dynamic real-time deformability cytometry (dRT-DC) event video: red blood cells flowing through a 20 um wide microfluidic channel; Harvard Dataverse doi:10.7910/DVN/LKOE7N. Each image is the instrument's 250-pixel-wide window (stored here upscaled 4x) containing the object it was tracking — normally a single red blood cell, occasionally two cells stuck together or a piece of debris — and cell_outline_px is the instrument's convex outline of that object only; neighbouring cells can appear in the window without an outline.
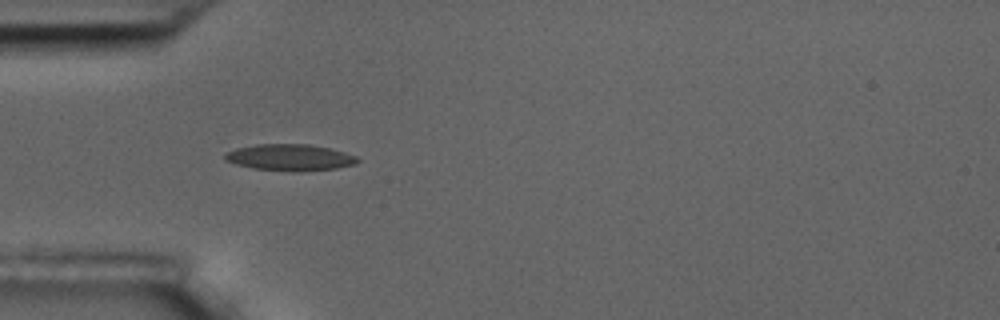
{"species": "common noctule bat (a hibernating species)", "species_latin": "Nyctalus noctula", "temperature_condition": "room temperature", "stored_images_in_passage": 2, "camera_frame_rate_fps": 3000, "um_per_image_px": 0.085, "animal": {"sex": "male", "body_mass_g": 17.5, "forearm_length_mm": 52.3}, "frame": {"image": 1, "passage_image": 1, "time_ms": 0.0, "image_size_px": [1000, 320], "cell_outline_px": [[360, 160], [356, 164], [336, 168], [292, 172], [252, 168], [236, 164], [224, 160], [224, 152], [236, 148], [256, 144], [308, 144], [332, 148], [356, 156]], "centroid_in_image_um": [24.62, 13.38], "position_along_channel_um": 60.4, "area_um2": 20.63}}